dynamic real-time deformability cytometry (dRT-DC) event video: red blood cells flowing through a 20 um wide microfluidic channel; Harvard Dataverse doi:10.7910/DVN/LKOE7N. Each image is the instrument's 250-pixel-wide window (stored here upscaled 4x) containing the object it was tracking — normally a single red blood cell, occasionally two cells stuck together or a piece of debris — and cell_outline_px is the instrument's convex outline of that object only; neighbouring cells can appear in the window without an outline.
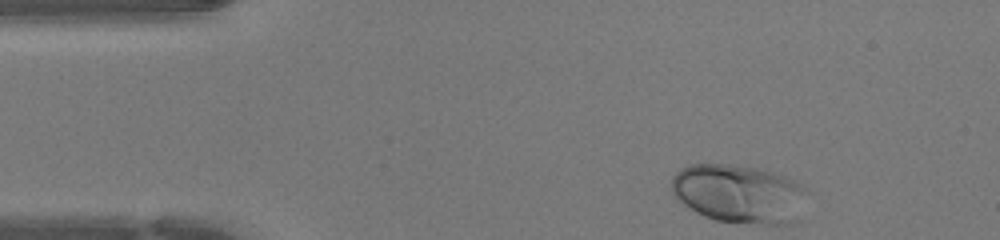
{"species": "human", "species_latin": "Homo sapiens", "temperature_condition": "warm", "stored_images_in_passage": 34, "camera_frame_rate_fps": 3000, "um_per_image_px": 0.085, "donor": {"sex": "female"}, "frame": {"image": 1, "passage_image": 1, "time_ms": 0.0, "image_size_px": [1000, 240], "cell_outline_px": [[812, 192], [796, 220], [792, 224], [764, 224], [716, 220], [704, 216], [696, 212], [684, 204], [672, 192], [672, 176], [680, 168], [692, 164], [728, 164], [756, 168], [772, 172], [784, 176], [800, 184]], "centroid_in_image_um": [62.88, 16.47], "position_along_channel_um": 22.1, "area_um2": 46.59}}
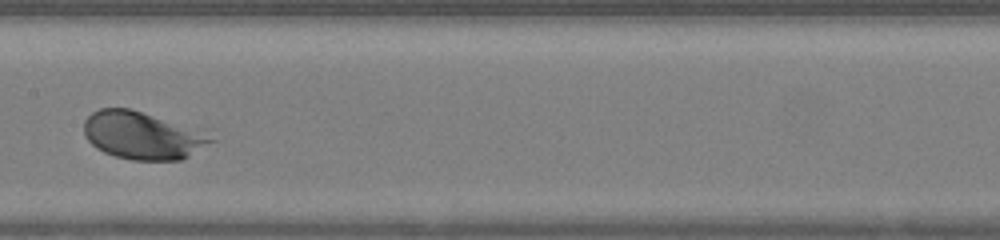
{"frame": {"image": 2, "passage_image": 18, "time_ms": 5.667, "image_size_px": [1000, 240], "cell_outline_px": [[216, 140], [188, 156], [180, 160], [132, 160], [116, 156], [104, 152], [96, 148], [84, 136], [84, 120], [92, 112], [100, 108], [128, 108], [152, 116]], "centroid_in_image_um": [11.94, 11.54], "position_along_channel_um": 195.5, "area_um2": 33.64}}
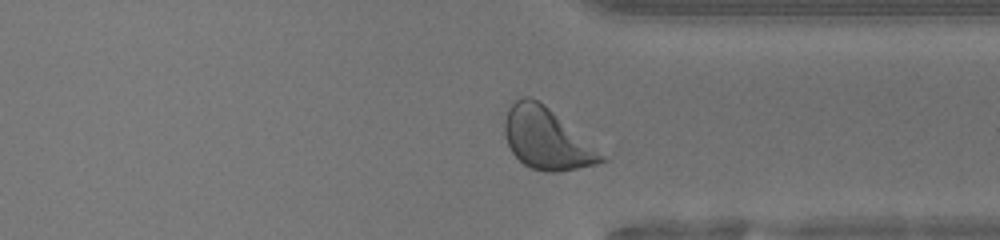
{"frame": {"image": 3, "passage_image": 30, "time_ms": 9.667, "image_size_px": [1000, 240], "cell_outline_px": [[608, 160], [596, 164], [556, 172], [544, 172], [532, 168], [524, 164], [512, 152], [504, 136], [504, 120], [508, 108], [516, 100], [524, 96], [528, 96], [544, 104], [608, 156]], "centroid_in_image_um": [46.48, 11.8], "position_along_channel_um": 364.9, "area_um2": 34.45}, "authors_computed_cell_mechanics": {"area_um2": 36.6741, "velocity_mm_per_s": 4.2787, "shape_relaxation_time_tau1_ms": 2.3649, "shape_relaxation_time_tau2_ms": null, "deformation_change_tau1": 0.1612, "deformation_change_tau2": null}}